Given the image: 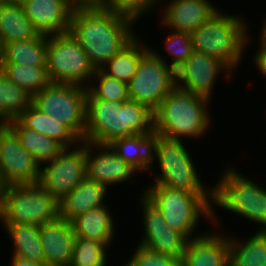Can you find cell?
I'll return each mask as SVG.
<instances>
[{"mask_svg": "<svg viewBox=\"0 0 266 266\" xmlns=\"http://www.w3.org/2000/svg\"><path fill=\"white\" fill-rule=\"evenodd\" d=\"M153 130V111L144 104L131 99L125 102L86 99L84 142L108 145L115 139Z\"/></svg>", "mask_w": 266, "mask_h": 266, "instance_id": "obj_2", "label": "cell"}, {"mask_svg": "<svg viewBox=\"0 0 266 266\" xmlns=\"http://www.w3.org/2000/svg\"><path fill=\"white\" fill-rule=\"evenodd\" d=\"M13 244L12 256H20L45 264L40 238V226L31 224L4 225Z\"/></svg>", "mask_w": 266, "mask_h": 266, "instance_id": "obj_30", "label": "cell"}, {"mask_svg": "<svg viewBox=\"0 0 266 266\" xmlns=\"http://www.w3.org/2000/svg\"><path fill=\"white\" fill-rule=\"evenodd\" d=\"M47 36L39 35L25 41L4 44V55L0 64H23L46 66Z\"/></svg>", "mask_w": 266, "mask_h": 266, "instance_id": "obj_28", "label": "cell"}, {"mask_svg": "<svg viewBox=\"0 0 266 266\" xmlns=\"http://www.w3.org/2000/svg\"><path fill=\"white\" fill-rule=\"evenodd\" d=\"M0 70L12 83L24 89L32 97L51 84L46 66L0 64Z\"/></svg>", "mask_w": 266, "mask_h": 266, "instance_id": "obj_31", "label": "cell"}, {"mask_svg": "<svg viewBox=\"0 0 266 266\" xmlns=\"http://www.w3.org/2000/svg\"><path fill=\"white\" fill-rule=\"evenodd\" d=\"M165 38V50L172 57L169 64L175 70L193 53L192 36L189 32L172 30Z\"/></svg>", "mask_w": 266, "mask_h": 266, "instance_id": "obj_35", "label": "cell"}, {"mask_svg": "<svg viewBox=\"0 0 266 266\" xmlns=\"http://www.w3.org/2000/svg\"><path fill=\"white\" fill-rule=\"evenodd\" d=\"M175 87L176 70L149 47L128 83L129 98L154 112Z\"/></svg>", "mask_w": 266, "mask_h": 266, "instance_id": "obj_11", "label": "cell"}, {"mask_svg": "<svg viewBox=\"0 0 266 266\" xmlns=\"http://www.w3.org/2000/svg\"><path fill=\"white\" fill-rule=\"evenodd\" d=\"M3 55H4V43H3L1 35H0V62L3 58Z\"/></svg>", "mask_w": 266, "mask_h": 266, "instance_id": "obj_41", "label": "cell"}, {"mask_svg": "<svg viewBox=\"0 0 266 266\" xmlns=\"http://www.w3.org/2000/svg\"><path fill=\"white\" fill-rule=\"evenodd\" d=\"M260 48L266 49V18L263 22V26L261 29V35H260Z\"/></svg>", "mask_w": 266, "mask_h": 266, "instance_id": "obj_40", "label": "cell"}, {"mask_svg": "<svg viewBox=\"0 0 266 266\" xmlns=\"http://www.w3.org/2000/svg\"><path fill=\"white\" fill-rule=\"evenodd\" d=\"M135 21L137 18L128 13L81 0L72 11L68 32L84 49L96 70L136 37L132 31Z\"/></svg>", "mask_w": 266, "mask_h": 266, "instance_id": "obj_1", "label": "cell"}, {"mask_svg": "<svg viewBox=\"0 0 266 266\" xmlns=\"http://www.w3.org/2000/svg\"><path fill=\"white\" fill-rule=\"evenodd\" d=\"M181 266H229V237L203 233L187 241Z\"/></svg>", "mask_w": 266, "mask_h": 266, "instance_id": "obj_18", "label": "cell"}, {"mask_svg": "<svg viewBox=\"0 0 266 266\" xmlns=\"http://www.w3.org/2000/svg\"><path fill=\"white\" fill-rule=\"evenodd\" d=\"M81 0H19L25 15L40 35H61L69 31L74 7Z\"/></svg>", "mask_w": 266, "mask_h": 266, "instance_id": "obj_16", "label": "cell"}, {"mask_svg": "<svg viewBox=\"0 0 266 266\" xmlns=\"http://www.w3.org/2000/svg\"><path fill=\"white\" fill-rule=\"evenodd\" d=\"M110 212L107 205H102L72 219L70 223L75 237L112 244L116 225Z\"/></svg>", "mask_w": 266, "mask_h": 266, "instance_id": "obj_23", "label": "cell"}, {"mask_svg": "<svg viewBox=\"0 0 266 266\" xmlns=\"http://www.w3.org/2000/svg\"><path fill=\"white\" fill-rule=\"evenodd\" d=\"M59 217V203L39 184L0 188V220L3 225L41 226Z\"/></svg>", "mask_w": 266, "mask_h": 266, "instance_id": "obj_6", "label": "cell"}, {"mask_svg": "<svg viewBox=\"0 0 266 266\" xmlns=\"http://www.w3.org/2000/svg\"><path fill=\"white\" fill-rule=\"evenodd\" d=\"M162 9V25L170 30L189 33L219 10L209 0H171Z\"/></svg>", "mask_w": 266, "mask_h": 266, "instance_id": "obj_19", "label": "cell"}, {"mask_svg": "<svg viewBox=\"0 0 266 266\" xmlns=\"http://www.w3.org/2000/svg\"><path fill=\"white\" fill-rule=\"evenodd\" d=\"M7 125L19 137L21 146L40 166L52 161L65 148L56 139L24 127L17 119L8 122Z\"/></svg>", "mask_w": 266, "mask_h": 266, "instance_id": "obj_26", "label": "cell"}, {"mask_svg": "<svg viewBox=\"0 0 266 266\" xmlns=\"http://www.w3.org/2000/svg\"><path fill=\"white\" fill-rule=\"evenodd\" d=\"M210 100L175 87L153 112L154 130L164 137L181 140L204 136L210 127ZM182 137V138H181Z\"/></svg>", "mask_w": 266, "mask_h": 266, "instance_id": "obj_3", "label": "cell"}, {"mask_svg": "<svg viewBox=\"0 0 266 266\" xmlns=\"http://www.w3.org/2000/svg\"><path fill=\"white\" fill-rule=\"evenodd\" d=\"M228 167L213 185V204L262 225L259 231H266V188Z\"/></svg>", "mask_w": 266, "mask_h": 266, "instance_id": "obj_7", "label": "cell"}, {"mask_svg": "<svg viewBox=\"0 0 266 266\" xmlns=\"http://www.w3.org/2000/svg\"><path fill=\"white\" fill-rule=\"evenodd\" d=\"M221 73L227 80L233 72L220 60L193 51L176 69V87L210 100L215 81Z\"/></svg>", "mask_w": 266, "mask_h": 266, "instance_id": "obj_14", "label": "cell"}, {"mask_svg": "<svg viewBox=\"0 0 266 266\" xmlns=\"http://www.w3.org/2000/svg\"><path fill=\"white\" fill-rule=\"evenodd\" d=\"M11 259V266H47L46 264L31 261L20 256H13Z\"/></svg>", "mask_w": 266, "mask_h": 266, "instance_id": "obj_39", "label": "cell"}, {"mask_svg": "<svg viewBox=\"0 0 266 266\" xmlns=\"http://www.w3.org/2000/svg\"><path fill=\"white\" fill-rule=\"evenodd\" d=\"M241 18L218 10L191 32L194 51L216 58L234 71L242 61L245 45L251 39L247 33L248 26Z\"/></svg>", "mask_w": 266, "mask_h": 266, "instance_id": "obj_4", "label": "cell"}, {"mask_svg": "<svg viewBox=\"0 0 266 266\" xmlns=\"http://www.w3.org/2000/svg\"><path fill=\"white\" fill-rule=\"evenodd\" d=\"M149 50L137 36L118 54L113 56L101 70L110 77L129 83L135 75L142 56Z\"/></svg>", "mask_w": 266, "mask_h": 266, "instance_id": "obj_29", "label": "cell"}, {"mask_svg": "<svg viewBox=\"0 0 266 266\" xmlns=\"http://www.w3.org/2000/svg\"><path fill=\"white\" fill-rule=\"evenodd\" d=\"M108 189L87 176L59 202V217L71 221L91 209L105 205Z\"/></svg>", "mask_w": 266, "mask_h": 266, "instance_id": "obj_22", "label": "cell"}, {"mask_svg": "<svg viewBox=\"0 0 266 266\" xmlns=\"http://www.w3.org/2000/svg\"><path fill=\"white\" fill-rule=\"evenodd\" d=\"M92 78L97 83H89L86 99H102L115 102L129 100L128 84L105 74L101 69H96ZM97 84V85H96Z\"/></svg>", "mask_w": 266, "mask_h": 266, "instance_id": "obj_33", "label": "cell"}, {"mask_svg": "<svg viewBox=\"0 0 266 266\" xmlns=\"http://www.w3.org/2000/svg\"><path fill=\"white\" fill-rule=\"evenodd\" d=\"M140 200L145 231L138 245L182 260L188 240L166 223L160 211L143 194Z\"/></svg>", "mask_w": 266, "mask_h": 266, "instance_id": "obj_15", "label": "cell"}, {"mask_svg": "<svg viewBox=\"0 0 266 266\" xmlns=\"http://www.w3.org/2000/svg\"><path fill=\"white\" fill-rule=\"evenodd\" d=\"M40 165L7 125L0 124V188L38 184Z\"/></svg>", "mask_w": 266, "mask_h": 266, "instance_id": "obj_13", "label": "cell"}, {"mask_svg": "<svg viewBox=\"0 0 266 266\" xmlns=\"http://www.w3.org/2000/svg\"><path fill=\"white\" fill-rule=\"evenodd\" d=\"M109 246L110 244L75 237L69 266H106V252Z\"/></svg>", "mask_w": 266, "mask_h": 266, "instance_id": "obj_34", "label": "cell"}, {"mask_svg": "<svg viewBox=\"0 0 266 266\" xmlns=\"http://www.w3.org/2000/svg\"><path fill=\"white\" fill-rule=\"evenodd\" d=\"M19 0H0V3L15 2Z\"/></svg>", "mask_w": 266, "mask_h": 266, "instance_id": "obj_42", "label": "cell"}, {"mask_svg": "<svg viewBox=\"0 0 266 266\" xmlns=\"http://www.w3.org/2000/svg\"><path fill=\"white\" fill-rule=\"evenodd\" d=\"M40 238L47 266H69L75 235L71 223L58 217L40 226Z\"/></svg>", "mask_w": 266, "mask_h": 266, "instance_id": "obj_20", "label": "cell"}, {"mask_svg": "<svg viewBox=\"0 0 266 266\" xmlns=\"http://www.w3.org/2000/svg\"><path fill=\"white\" fill-rule=\"evenodd\" d=\"M123 266H181V260L138 245L132 257Z\"/></svg>", "mask_w": 266, "mask_h": 266, "instance_id": "obj_37", "label": "cell"}, {"mask_svg": "<svg viewBox=\"0 0 266 266\" xmlns=\"http://www.w3.org/2000/svg\"><path fill=\"white\" fill-rule=\"evenodd\" d=\"M143 195L160 211L166 223L180 232L187 240L198 227L200 216H205L216 224L218 221L213 201V193H192L152 184Z\"/></svg>", "mask_w": 266, "mask_h": 266, "instance_id": "obj_5", "label": "cell"}, {"mask_svg": "<svg viewBox=\"0 0 266 266\" xmlns=\"http://www.w3.org/2000/svg\"><path fill=\"white\" fill-rule=\"evenodd\" d=\"M31 103L32 96L0 70V124L17 119Z\"/></svg>", "mask_w": 266, "mask_h": 266, "instance_id": "obj_32", "label": "cell"}, {"mask_svg": "<svg viewBox=\"0 0 266 266\" xmlns=\"http://www.w3.org/2000/svg\"><path fill=\"white\" fill-rule=\"evenodd\" d=\"M87 88L74 84H50L32 97L42 113L65 124L81 141L86 130Z\"/></svg>", "mask_w": 266, "mask_h": 266, "instance_id": "obj_10", "label": "cell"}, {"mask_svg": "<svg viewBox=\"0 0 266 266\" xmlns=\"http://www.w3.org/2000/svg\"><path fill=\"white\" fill-rule=\"evenodd\" d=\"M259 51L256 52L254 60V65H256V69H258L263 76L266 78V49L260 48Z\"/></svg>", "mask_w": 266, "mask_h": 266, "instance_id": "obj_38", "label": "cell"}, {"mask_svg": "<svg viewBox=\"0 0 266 266\" xmlns=\"http://www.w3.org/2000/svg\"><path fill=\"white\" fill-rule=\"evenodd\" d=\"M46 67L52 84L87 88L95 73L86 52L69 32L47 36Z\"/></svg>", "mask_w": 266, "mask_h": 266, "instance_id": "obj_9", "label": "cell"}, {"mask_svg": "<svg viewBox=\"0 0 266 266\" xmlns=\"http://www.w3.org/2000/svg\"><path fill=\"white\" fill-rule=\"evenodd\" d=\"M93 149L98 150L97 154H93ZM86 172L89 179L104 185L107 189L112 184L124 183V181L129 180L131 176L133 177L137 173L132 166L122 160L108 145L87 142Z\"/></svg>", "mask_w": 266, "mask_h": 266, "instance_id": "obj_17", "label": "cell"}, {"mask_svg": "<svg viewBox=\"0 0 266 266\" xmlns=\"http://www.w3.org/2000/svg\"><path fill=\"white\" fill-rule=\"evenodd\" d=\"M229 266H266V231L243 241L229 237Z\"/></svg>", "mask_w": 266, "mask_h": 266, "instance_id": "obj_27", "label": "cell"}, {"mask_svg": "<svg viewBox=\"0 0 266 266\" xmlns=\"http://www.w3.org/2000/svg\"><path fill=\"white\" fill-rule=\"evenodd\" d=\"M90 4L111 10H118L135 16L138 20L150 12L161 0H86ZM153 7V8H152ZM144 13V14H143Z\"/></svg>", "mask_w": 266, "mask_h": 266, "instance_id": "obj_36", "label": "cell"}, {"mask_svg": "<svg viewBox=\"0 0 266 266\" xmlns=\"http://www.w3.org/2000/svg\"><path fill=\"white\" fill-rule=\"evenodd\" d=\"M108 146L137 172L144 171L145 173L147 170L151 174L154 173L150 168L154 166L157 154V132L155 130L150 133L115 139Z\"/></svg>", "mask_w": 266, "mask_h": 266, "instance_id": "obj_21", "label": "cell"}, {"mask_svg": "<svg viewBox=\"0 0 266 266\" xmlns=\"http://www.w3.org/2000/svg\"><path fill=\"white\" fill-rule=\"evenodd\" d=\"M189 152L183 141L157 133L156 160L161 174L155 175L153 184L192 193H213V186L202 184Z\"/></svg>", "mask_w": 266, "mask_h": 266, "instance_id": "obj_8", "label": "cell"}, {"mask_svg": "<svg viewBox=\"0 0 266 266\" xmlns=\"http://www.w3.org/2000/svg\"><path fill=\"white\" fill-rule=\"evenodd\" d=\"M0 35L4 44L36 38L40 34L19 1L0 3Z\"/></svg>", "mask_w": 266, "mask_h": 266, "instance_id": "obj_25", "label": "cell"}, {"mask_svg": "<svg viewBox=\"0 0 266 266\" xmlns=\"http://www.w3.org/2000/svg\"><path fill=\"white\" fill-rule=\"evenodd\" d=\"M80 144V146H79ZM64 150L49 163L40 166L38 184L59 203L87 176L86 142ZM76 150H75V149Z\"/></svg>", "mask_w": 266, "mask_h": 266, "instance_id": "obj_12", "label": "cell"}, {"mask_svg": "<svg viewBox=\"0 0 266 266\" xmlns=\"http://www.w3.org/2000/svg\"><path fill=\"white\" fill-rule=\"evenodd\" d=\"M17 120L26 128L37 131L60 142L65 148L78 146L81 140L63 123L42 113L32 103Z\"/></svg>", "mask_w": 266, "mask_h": 266, "instance_id": "obj_24", "label": "cell"}]
</instances>
